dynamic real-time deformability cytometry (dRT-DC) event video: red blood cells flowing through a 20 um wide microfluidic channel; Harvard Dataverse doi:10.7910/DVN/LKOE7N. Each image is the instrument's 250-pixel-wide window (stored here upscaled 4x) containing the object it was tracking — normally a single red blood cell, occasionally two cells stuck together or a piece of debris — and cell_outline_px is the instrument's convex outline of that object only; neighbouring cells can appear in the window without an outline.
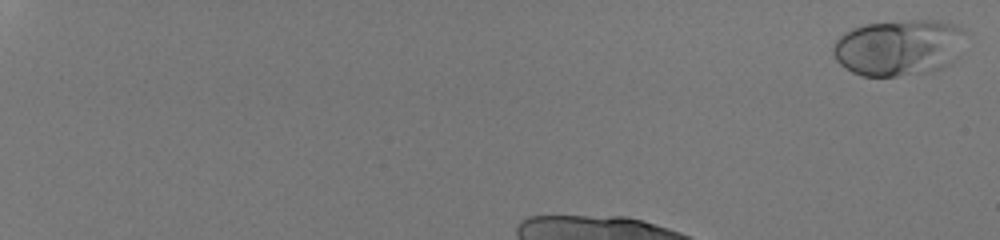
{"species": "human", "species_latin": "Homo sapiens", "temperature_condition": "room temperature", "stored_images_in_passage": 16, "camera_frame_rate_fps": 3000, "um_per_image_px": 0.085, "donor": {"sex": "male"}, "frame": {"image": 1, "passage_image": 2, "time_ms": 0.333, "image_size_px": [1000, 240], "cell_outline_px": [[964, 32], [956, 56], [952, 64], [932, 72], [896, 76], [860, 76], [844, 68], [836, 60], [832, 52], [832, 44], [844, 32], [852, 28], [864, 24], [908, 20], [940, 20], [952, 24], [960, 28]], "centroid_in_image_um": [76.34, 4.05], "position_along_channel_um": 8.7, "area_um2": 43.58}}